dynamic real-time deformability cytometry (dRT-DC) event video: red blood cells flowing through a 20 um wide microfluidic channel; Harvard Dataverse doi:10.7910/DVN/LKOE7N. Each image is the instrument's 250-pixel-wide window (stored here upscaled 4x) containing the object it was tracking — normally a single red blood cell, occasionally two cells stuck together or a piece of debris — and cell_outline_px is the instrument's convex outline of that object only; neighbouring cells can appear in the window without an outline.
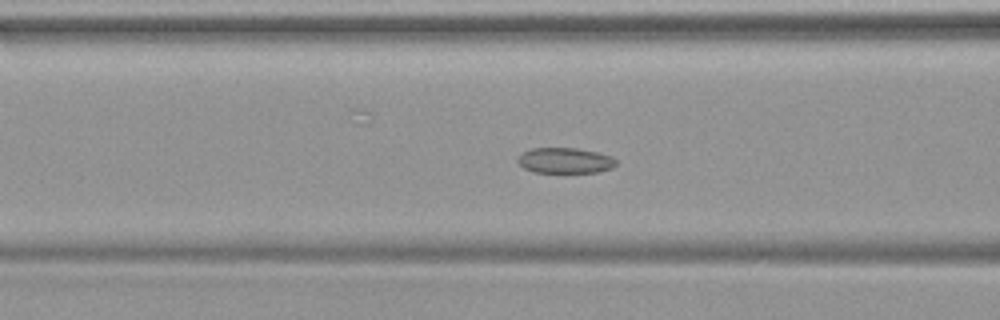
{"species": "common noctule bat (a hibernating species)", "species_latin": "Nyctalus noctula", "temperature_condition": "warm", "stored_images_in_passage": 49, "camera_frame_rate_fps": 3000, "um_per_image_px": 0.085, "animal": {"sex": "female", "body_mass_g": 19.9}, "frame": {"image": 1, "passage_image": 19, "time_ms": 6.0, "image_size_px": [1000, 320], "cell_outline_px": [[616, 164], [612, 168], [596, 172], [532, 172], [524, 168], [516, 160], [524, 152], [532, 148], [576, 148], [596, 152], [612, 156], [616, 160]], "centroid_in_image_um": [48.03, 13.64], "position_along_channel_um": 118.6, "area_um2": 14.51}}
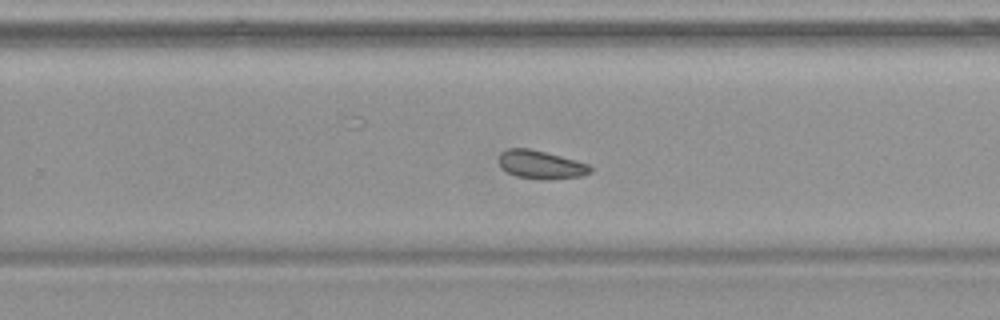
{"frame": {"image": 2, "passage_image": 31, "time_ms": 10.0, "image_size_px": [1000, 320], "cell_outline_px": [[592, 172], [580, 176], [516, 176], [500, 168], [496, 160], [500, 152], [508, 148], [528, 148], [576, 160], [588, 164], [592, 168]], "centroid_in_image_um": [45.87, 13.92], "position_along_channel_um": 283.9, "area_um2": 14.28}}
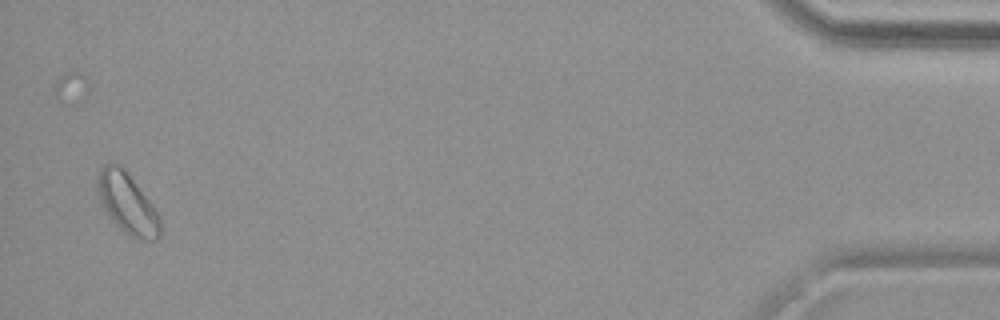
{"frame": {"image": 3, "passage_image": 47, "time_ms": 15.333, "image_size_px": [1000, 320], "cell_outline_px": [[160, 236], [156, 240], [144, 240], [132, 236], [120, 228], [112, 220], [104, 208], [100, 200], [100, 168], [104, 164], [120, 164], [152, 204], [160, 220]], "centroid_in_image_um": [10.86, 17.32], "position_along_channel_um": 424.3, "area_um2": 21.1}}